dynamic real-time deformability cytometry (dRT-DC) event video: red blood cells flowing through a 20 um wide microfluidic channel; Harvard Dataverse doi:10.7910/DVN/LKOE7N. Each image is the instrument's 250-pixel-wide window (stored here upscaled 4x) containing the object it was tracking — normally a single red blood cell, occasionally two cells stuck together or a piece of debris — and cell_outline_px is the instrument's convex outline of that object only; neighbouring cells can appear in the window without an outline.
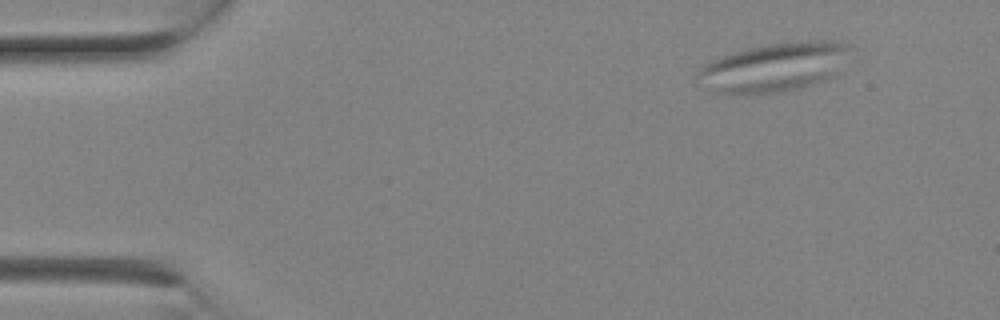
{"species": "Egyptian fruit bat (a non-hibernating species)", "species_latin": "Rousettus aegyptiacus", "temperature_condition": "room temperature", "stored_images_in_passage": 2, "camera_frame_rate_fps": 3000, "um_per_image_px": 0.085, "animal": {"sex": "female"}, "frame": {"image": 1, "passage_image": 1, "time_ms": 0.0, "image_size_px": [1000, 320], "cell_outline_px": [[852, 44], [836, 76], [828, 80], [816, 84], [800, 88], [780, 92], [716, 92], [700, 88], [692, 80], [696, 72], [704, 64], [712, 60], [732, 52], [764, 44], [808, 40], [840, 40]], "centroid_in_image_um": [65.78, 5.69], "position_along_channel_um": 19.2, "area_um2": 44.16}}
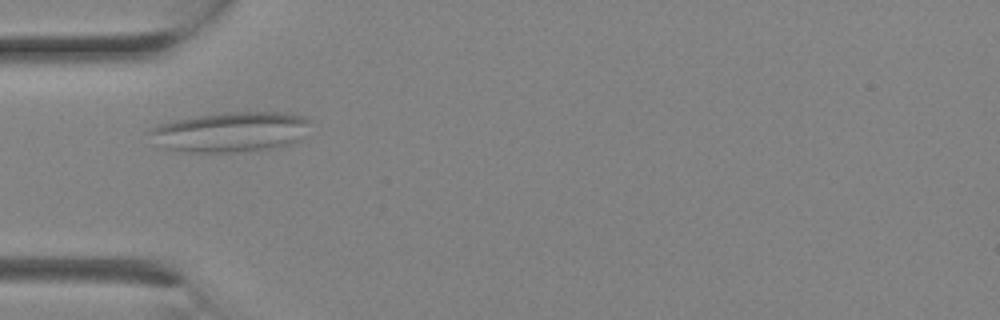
{"frame": {"image": 2, "passage_image": 2, "time_ms": 0.333, "image_size_px": [1000, 320], "cell_outline_px": [[312, 120], [300, 140], [292, 144], [280, 148], [248, 152], [188, 152], [164, 148], [156, 144], [148, 132], [152, 128], [160, 124], [176, 120], [224, 112], [280, 112], [304, 116]], "centroid_in_image_um": [19.67, 11.23], "position_along_channel_um": 65.3, "area_um2": 37.86}}